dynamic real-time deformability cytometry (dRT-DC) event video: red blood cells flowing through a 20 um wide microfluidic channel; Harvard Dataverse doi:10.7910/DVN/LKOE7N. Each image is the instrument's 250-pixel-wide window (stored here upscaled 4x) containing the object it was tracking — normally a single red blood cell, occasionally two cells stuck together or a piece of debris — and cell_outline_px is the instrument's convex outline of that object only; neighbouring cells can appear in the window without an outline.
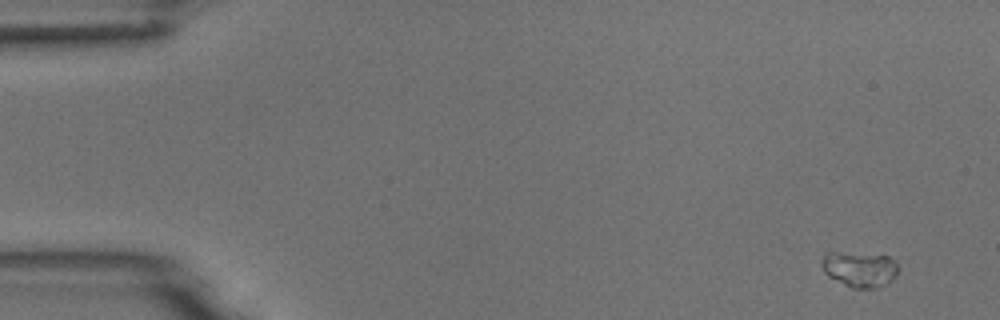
{"species": "common noctule bat (a hibernating species)", "species_latin": "Nyctalus noctula", "temperature_condition": "room temperature", "stored_images_in_passage": 6, "camera_frame_rate_fps": 3000, "um_per_image_px": 0.085, "animal": {"sex": "male", "body_mass_g": 18.8}, "frame": {"image": 1, "passage_image": 1, "time_ms": 0.0, "image_size_px": [1000, 320], "cell_outline_px": [[900, 256], [896, 272], [884, 284], [876, 288], [852, 288], [828, 276], [824, 272], [820, 260], [824, 252], [840, 252]], "centroid_in_image_um": [73.07, 22.83], "position_along_channel_um": 11.9, "area_um2": 16.07}}
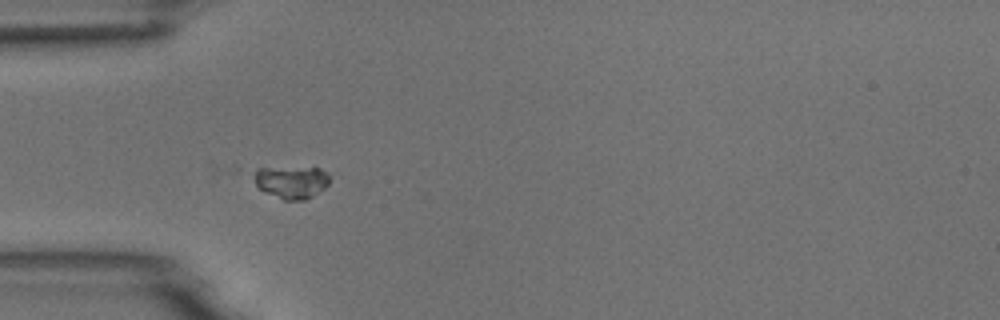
{"frame": {"image": 2, "passage_image": 5, "time_ms": 4.667, "image_size_px": [1000, 320], "cell_outline_px": [[328, 184], [324, 188], [312, 196], [304, 200], [284, 200], [264, 192], [256, 184], [256, 168], [320, 168], [328, 176]], "centroid_in_image_um": [24.77, 15.49], "position_along_channel_um": 60.2, "area_um2": 13.93}}